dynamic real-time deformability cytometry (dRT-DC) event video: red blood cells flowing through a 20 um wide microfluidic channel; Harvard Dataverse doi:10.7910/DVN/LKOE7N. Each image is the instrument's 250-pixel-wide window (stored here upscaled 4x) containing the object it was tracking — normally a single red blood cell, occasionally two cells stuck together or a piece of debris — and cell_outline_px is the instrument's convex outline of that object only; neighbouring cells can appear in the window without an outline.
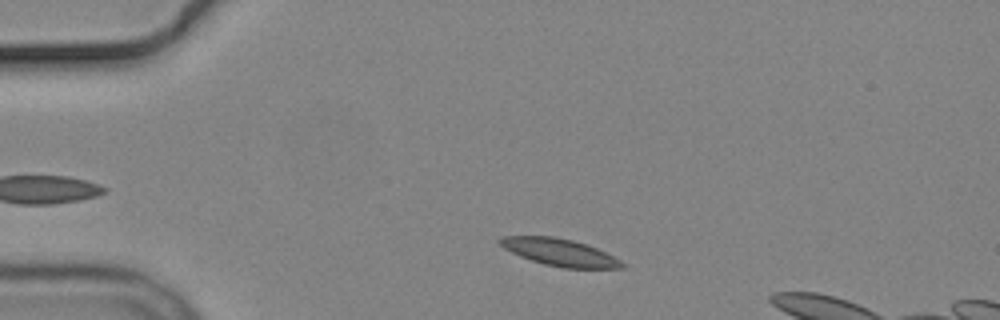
{"species": "common noctule bat (a hibernating species)", "species_latin": "Nyctalus noctula", "temperature_condition": "cold", "stored_images_in_passage": 3, "camera_frame_rate_fps": 3000, "um_per_image_px": 0.085, "animal": {"sex": "male", "body_mass_g": 19.2, "forearm_length_mm": 51.8}, "frame": {"image": 1, "passage_image": 1, "time_ms": 0.0, "image_size_px": [1000, 320], "cell_outline_px": [[624, 268], [564, 268], [544, 264], [520, 256], [504, 248], [496, 240], [504, 236], [556, 236], [588, 244], [620, 260], [624, 264]], "centroid_in_image_um": [47.55, 21.43], "position_along_channel_um": 37.4, "area_um2": 19.19}}